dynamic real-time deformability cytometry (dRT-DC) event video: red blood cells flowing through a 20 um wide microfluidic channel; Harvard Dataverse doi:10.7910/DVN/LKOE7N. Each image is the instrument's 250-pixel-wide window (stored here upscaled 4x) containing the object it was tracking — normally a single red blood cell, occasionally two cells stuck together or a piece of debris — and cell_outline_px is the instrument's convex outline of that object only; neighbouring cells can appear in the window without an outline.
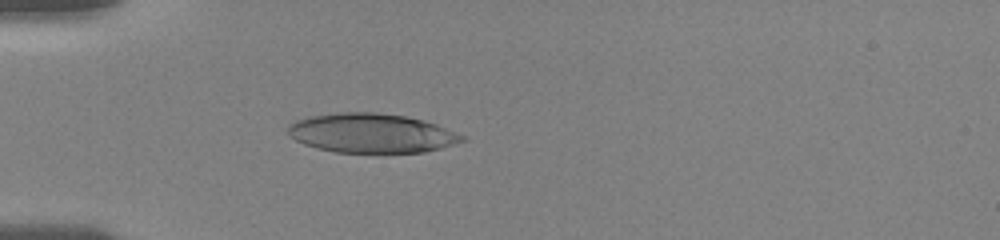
{"species": "human", "species_latin": "Homo sapiens", "temperature_condition": "room temperature", "stored_images_in_passage": 7, "camera_frame_rate_fps": 3000, "um_per_image_px": 0.085, "donor": {"sex": "female"}, "frame": {"image": 1, "passage_image": 7, "time_ms": 5.333, "image_size_px": [1000, 240], "cell_outline_px": [[464, 140], [440, 148], [424, 152], [336, 152], [316, 148], [304, 144], [288, 136], [288, 124], [296, 120], [308, 116], [336, 112], [376, 112], [404, 116], [424, 120], [436, 124], [464, 136]], "centroid_in_image_um": [31.51, 11.3], "position_along_channel_um": 53.5, "area_um2": 39.77}}